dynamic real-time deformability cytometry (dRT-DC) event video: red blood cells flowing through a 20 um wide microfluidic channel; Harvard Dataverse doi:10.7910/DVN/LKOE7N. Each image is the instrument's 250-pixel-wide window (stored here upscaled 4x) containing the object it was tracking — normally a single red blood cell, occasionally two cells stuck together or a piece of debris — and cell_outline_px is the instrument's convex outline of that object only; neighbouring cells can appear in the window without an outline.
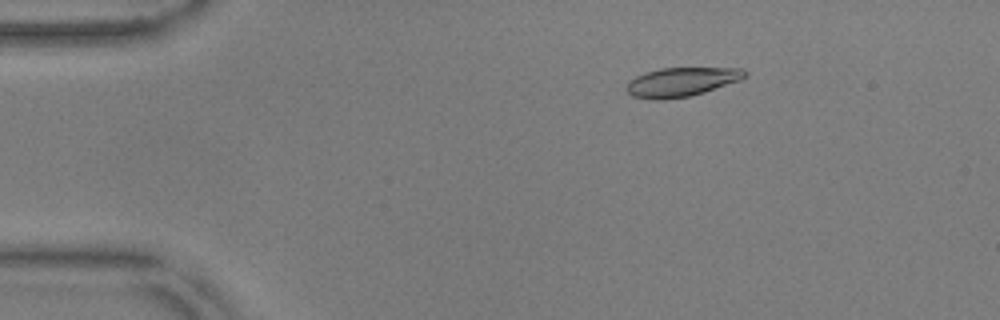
{"species": "common noctule bat (a hibernating species)", "species_latin": "Nyctalus noctula", "temperature_condition": "warm", "stored_images_in_passage": 53, "camera_frame_rate_fps": 3000, "um_per_image_px": 0.085, "animal": {"sex": "male", "body_mass_g": 17.9, "forearm_length_mm": 54.2}, "frame": {"image": 1, "passage_image": 7, "time_ms": 2.0, "image_size_px": [1000, 320], "cell_outline_px": [[748, 72], [740, 80], [704, 92], [688, 96], [664, 100], [652, 100], [632, 96], [624, 88], [628, 80], [644, 72], [660, 68], [740, 68]], "centroid_in_image_um": [57.85, 6.97], "position_along_channel_um": 27.2, "area_um2": 20.11}}
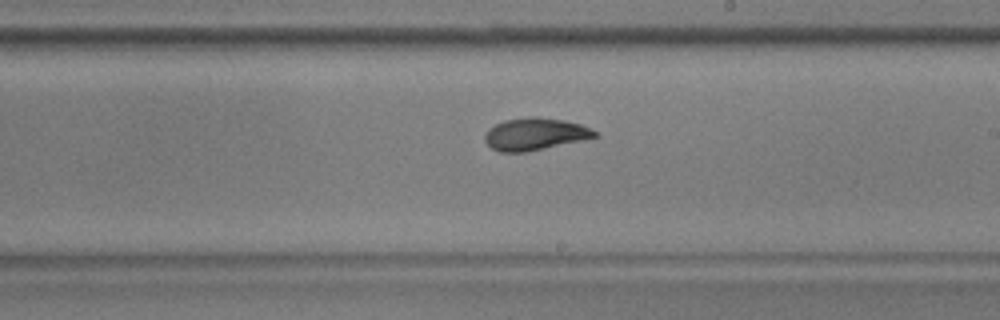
{"frame": {"image": 2, "passage_image": 30, "time_ms": 9.667, "image_size_px": [1000, 320], "cell_outline_px": [[596, 136], [580, 140], [544, 148], [524, 152], [500, 152], [492, 148], [484, 140], [484, 136], [488, 128], [504, 120], [528, 116], [536, 116], [564, 120], [580, 124], [596, 132]], "centroid_in_image_um": [45.4, 11.38], "position_along_channel_um": 243.6, "area_um2": 20.35}}
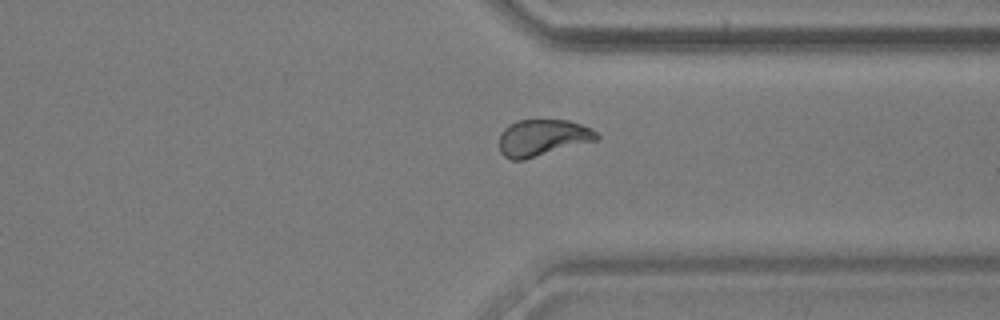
{"frame": {"image": 3, "passage_image": 40, "time_ms": 13.0, "image_size_px": [1000, 320], "cell_outline_px": [[600, 140], [524, 160], [512, 160], [504, 156], [500, 152], [500, 132], [508, 124], [516, 120], [568, 120], [592, 128], [600, 136]], "centroid_in_image_um": [46.14, 11.71], "position_along_channel_um": 365.3, "area_um2": 21.15}, "authors_computed_cell_mechanics": {"area_um2": 20.6924, "velocity_mm_per_s": 3.6538, "shape_relaxation_time_tau1_ms": 3.4224, "shape_relaxation_time_tau2_ms": 1.9525, "deformation_change_tau1": 0.1374, "deformation_change_tau2": 0.0597}}